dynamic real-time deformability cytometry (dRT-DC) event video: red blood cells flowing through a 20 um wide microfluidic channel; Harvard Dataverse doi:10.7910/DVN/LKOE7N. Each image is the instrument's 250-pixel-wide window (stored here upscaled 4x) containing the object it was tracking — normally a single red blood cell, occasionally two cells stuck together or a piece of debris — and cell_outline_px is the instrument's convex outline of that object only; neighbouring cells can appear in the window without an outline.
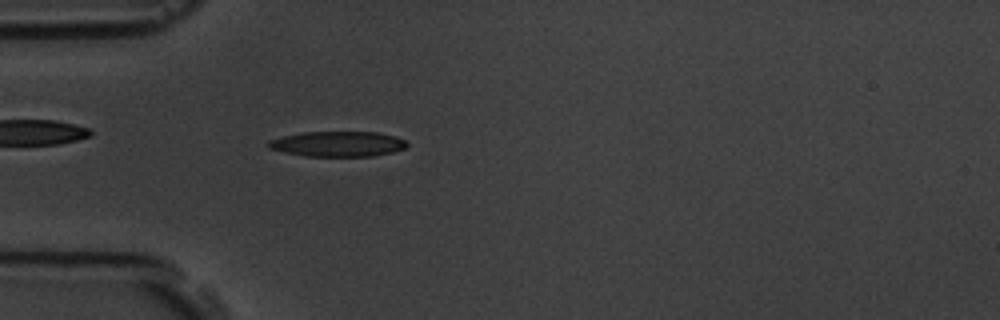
{"species": "common noctule bat (a hibernating species)", "species_latin": "Nyctalus noctula", "temperature_condition": "room temperature", "stored_images_in_passage": 4, "camera_frame_rate_fps": 3000, "um_per_image_px": 0.085, "animal": {"sex": "male", "body_mass_g": 19.5, "forearm_length_mm": 54.6}, "frame": {"image": 1, "passage_image": 4, "time_ms": 3.667, "image_size_px": [1000, 320], "cell_outline_px": [[408, 144], [404, 148], [392, 152], [372, 156], [304, 156], [284, 152], [268, 148], [268, 140], [284, 136], [304, 132], [380, 132], [396, 136], [404, 140]], "centroid_in_image_um": [28.71, 12.23], "position_along_channel_um": 56.3, "area_um2": 20.35}}